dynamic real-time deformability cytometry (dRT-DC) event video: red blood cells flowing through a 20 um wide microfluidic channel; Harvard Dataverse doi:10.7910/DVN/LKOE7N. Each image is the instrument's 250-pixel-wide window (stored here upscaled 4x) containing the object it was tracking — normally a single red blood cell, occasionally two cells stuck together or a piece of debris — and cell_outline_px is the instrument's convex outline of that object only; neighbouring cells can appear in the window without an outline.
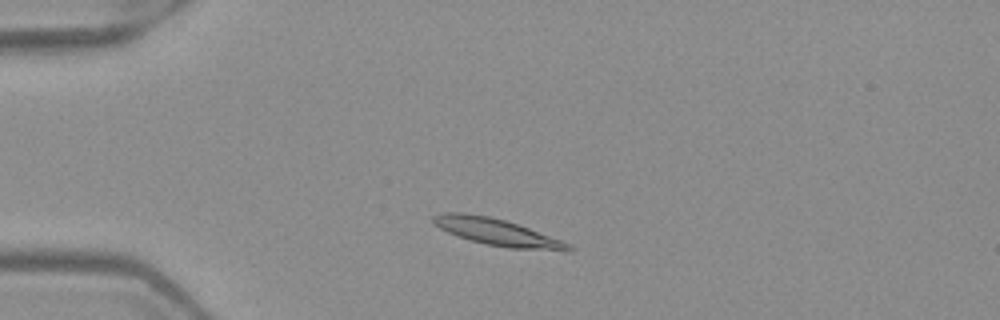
{"species": "Egyptian fruit bat (a non-hibernating species)", "species_latin": "Rousettus aegyptiacus", "temperature_condition": "warm", "stored_images_in_passage": 5, "camera_frame_rate_fps": 3000, "um_per_image_px": 0.085, "frame": {"image": 1, "passage_image": 1, "time_ms": 0.0, "image_size_px": [1000, 320], "cell_outline_px": [[576, 248], [572, 252], [564, 252], [508, 248], [484, 244], [448, 232], [432, 224], [432, 216], [440, 212], [464, 212], [488, 216], [504, 220], [528, 228], [560, 240]], "centroid_in_image_um": [42.27, 19.75], "position_along_channel_um": 42.7, "area_um2": 21.27}}
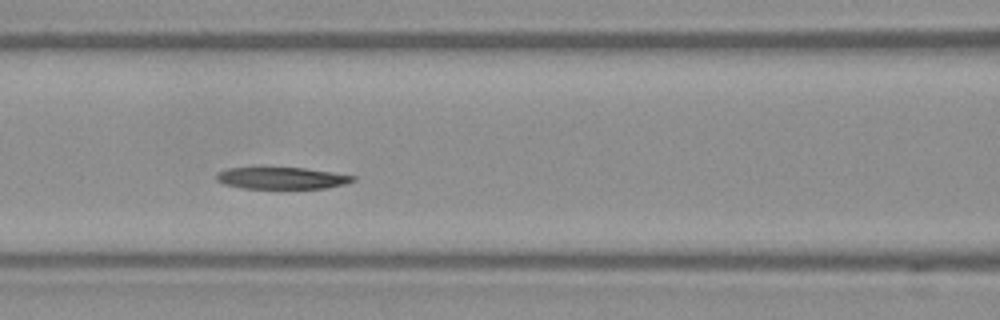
{"frame": {"image": 2, "passage_image": 4, "time_ms": 1.0, "image_size_px": [1000, 320], "cell_outline_px": [[356, 180], [344, 184], [328, 188], [240, 188], [224, 184], [216, 180], [216, 172], [228, 168], [256, 164], [304, 168], [332, 172], [356, 176]], "centroid_in_image_um": [23.85, 15.08], "position_along_channel_um": 142.8, "area_um2": 18.38}}
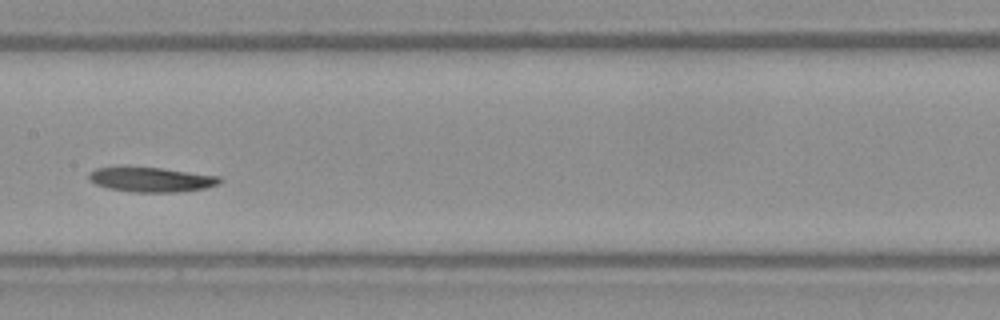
{"frame": {"image": 3, "passage_image": 5, "time_ms": 1.333, "image_size_px": [1000, 320], "cell_outline_px": [[224, 180], [220, 184], [204, 188], [176, 192], [132, 192], [108, 188], [96, 184], [88, 180], [88, 172], [96, 168], [124, 164], [128, 164], [160, 168], [220, 176]], "centroid_in_image_um": [12.78, 15.22], "position_along_channel_um": 194.6, "area_um2": 19.59}}